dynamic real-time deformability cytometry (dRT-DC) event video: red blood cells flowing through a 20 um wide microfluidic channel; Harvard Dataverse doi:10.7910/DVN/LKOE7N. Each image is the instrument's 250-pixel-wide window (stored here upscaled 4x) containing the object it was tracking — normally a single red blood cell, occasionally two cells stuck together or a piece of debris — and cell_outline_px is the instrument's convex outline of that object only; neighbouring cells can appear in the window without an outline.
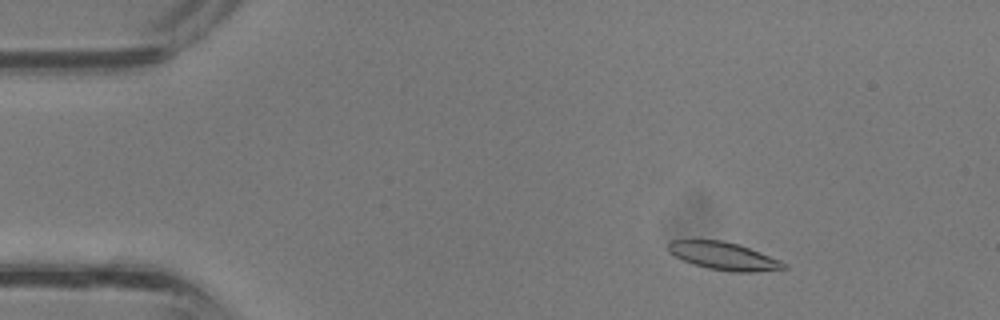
{"species": "common noctule bat (a hibernating species)", "species_latin": "Nyctalus noctula", "temperature_condition": "room temperature", "stored_images_in_passage": 8, "camera_frame_rate_fps": 3000, "um_per_image_px": 0.085, "animal": {"sex": "male", "body_mass_g": 13.3}, "frame": {"image": 1, "passage_image": 3, "time_ms": 0.667, "image_size_px": [1000, 320], "cell_outline_px": [[788, 268], [752, 272], [732, 272], [708, 268], [692, 264], [668, 252], [668, 240], [720, 240], [736, 244], [748, 248], [780, 260], [788, 264]], "centroid_in_image_um": [61.5, 21.77], "position_along_channel_um": 23.5, "area_um2": 18.5}}